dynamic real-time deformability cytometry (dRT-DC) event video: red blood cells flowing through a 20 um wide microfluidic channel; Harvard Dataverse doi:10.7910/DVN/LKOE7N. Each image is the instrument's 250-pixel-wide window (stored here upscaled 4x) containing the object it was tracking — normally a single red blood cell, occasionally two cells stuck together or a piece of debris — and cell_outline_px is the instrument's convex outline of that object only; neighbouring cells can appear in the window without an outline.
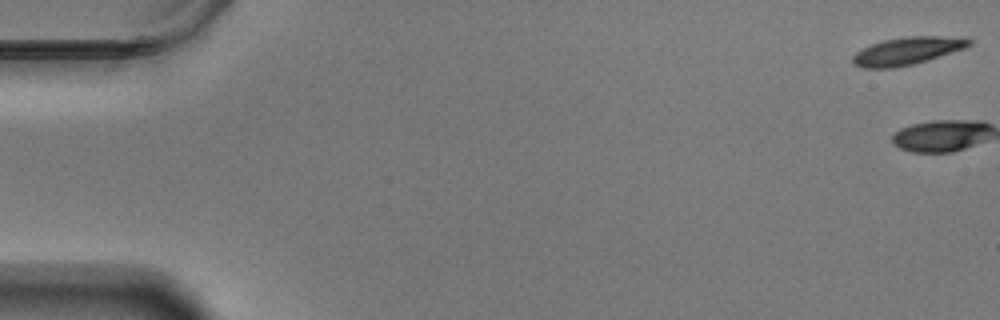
{"species": "Egyptian fruit bat (a non-hibernating species)", "species_latin": "Rousettus aegyptiacus", "temperature_condition": "warm", "stored_images_in_passage": 2, "camera_frame_rate_fps": 3000, "um_per_image_px": 0.085, "animal": {"sex": "male"}, "frame": {"image": 1, "passage_image": 1, "time_ms": 0.0, "image_size_px": [1000, 320], "cell_outline_px": [[972, 44], [964, 48], [912, 64], [892, 68], [864, 68], [856, 64], [852, 60], [852, 56], [856, 52], [872, 44], [884, 40], [904, 36], [964, 36], [972, 40]], "centroid_in_image_um": [77.15, 4.3], "position_along_channel_um": 7.9, "area_um2": 18.55}}